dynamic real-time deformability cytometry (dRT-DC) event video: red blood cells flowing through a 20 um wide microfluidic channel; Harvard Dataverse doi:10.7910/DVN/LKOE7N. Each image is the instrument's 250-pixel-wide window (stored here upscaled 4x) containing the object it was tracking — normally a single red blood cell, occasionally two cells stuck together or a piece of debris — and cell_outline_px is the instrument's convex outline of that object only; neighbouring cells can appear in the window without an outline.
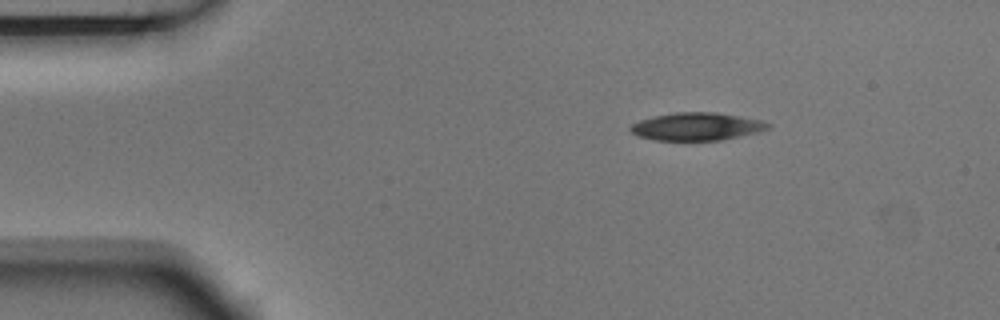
{"species": "Egyptian fruit bat (a non-hibernating species)", "species_latin": "Rousettus aegyptiacus", "temperature_condition": "room temperature", "stored_images_in_passage": 3, "camera_frame_rate_fps": 3000, "um_per_image_px": 0.085, "animal": {"sex": "male"}, "frame": {"image": 1, "passage_image": 1, "time_ms": 0.0, "image_size_px": [1000, 320], "cell_outline_px": [[772, 124], [768, 128], [760, 132], [724, 140], [652, 140], [636, 136], [628, 128], [632, 124], [640, 120], [652, 116], [676, 112], [716, 112], [740, 116], [760, 120]], "centroid_in_image_um": [59.22, 10.76], "position_along_channel_um": 25.8, "area_um2": 22.48}}